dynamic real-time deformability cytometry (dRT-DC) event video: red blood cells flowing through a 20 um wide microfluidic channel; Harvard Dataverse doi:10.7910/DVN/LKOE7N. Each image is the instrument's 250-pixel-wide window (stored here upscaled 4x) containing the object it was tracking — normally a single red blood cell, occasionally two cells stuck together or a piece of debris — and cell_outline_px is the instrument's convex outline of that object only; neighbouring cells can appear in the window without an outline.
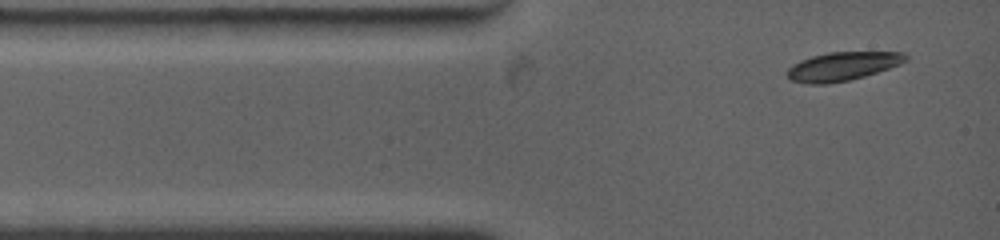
{"species": "common noctule bat (a hibernating species)", "species_latin": "Nyctalus noctula", "temperature_condition": "warm", "stored_images_in_passage": 3, "camera_frame_rate_fps": 4500, "um_per_image_px": 0.085, "animal": {"sex": "female", "body_mass_g": 19.0, "forearm_length_mm": 53.3}, "frame": {"image": 1, "passage_image": 3, "time_ms": 1.333, "image_size_px": [1000, 240], "cell_outline_px": [[908, 60], [900, 64], [864, 76], [848, 80], [824, 84], [808, 84], [792, 80], [788, 76], [788, 68], [792, 64], [800, 60], [812, 56], [828, 52], [904, 52], [908, 56]], "centroid_in_image_um": [71.62, 5.62], "position_along_channel_um": 13.4, "area_um2": 19.59}}